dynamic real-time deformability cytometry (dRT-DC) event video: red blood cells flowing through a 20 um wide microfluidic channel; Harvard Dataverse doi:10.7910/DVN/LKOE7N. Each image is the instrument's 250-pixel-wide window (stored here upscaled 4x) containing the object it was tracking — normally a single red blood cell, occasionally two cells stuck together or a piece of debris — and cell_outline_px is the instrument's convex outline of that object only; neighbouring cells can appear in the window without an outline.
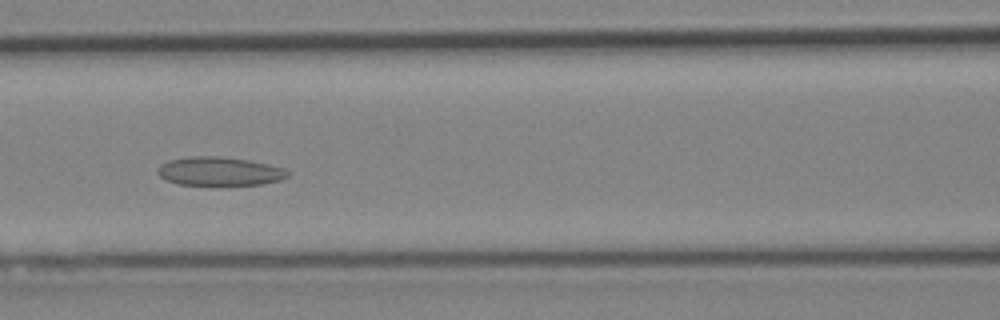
{"species": "Egyptian fruit bat (a non-hibernating species)", "species_latin": "Rousettus aegyptiacus", "temperature_condition": "cold", "stored_images_in_passage": 37, "segment_of_instrument_passage": [1, 2], "camera_frame_rate_fps": 3000, "um_per_image_px": 0.085, "animal": {"sex": "female"}, "frame": {"image": 1, "passage_image": 13, "time_ms": 4.0, "image_size_px": [1000, 320], "cell_outline_px": [[288, 176], [280, 180], [260, 184], [220, 188], [180, 184], [164, 180], [156, 172], [160, 164], [168, 160], [196, 156], [216, 156], [248, 160], [268, 164], [284, 168], [288, 172]], "centroid_in_image_um": [18.62, 14.61], "position_along_channel_um": 148.0, "area_um2": 22.54}}
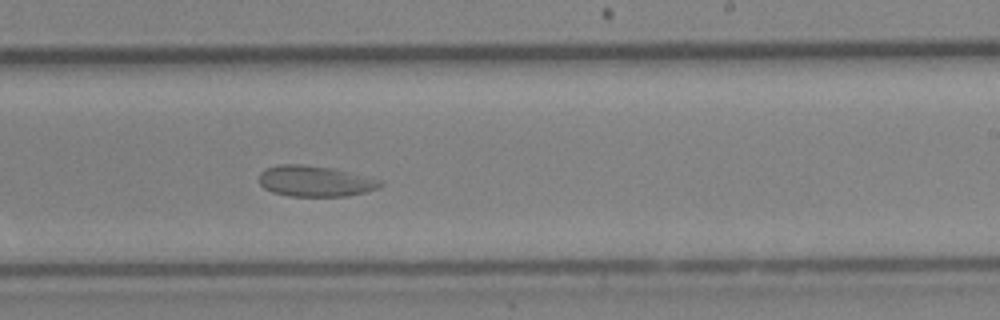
{"frame": {"image": 2, "passage_image": 21, "time_ms": 6.667, "image_size_px": [1000, 320], "cell_outline_px": [[384, 184], [376, 188], [364, 192], [348, 196], [288, 196], [272, 192], [264, 188], [260, 184], [260, 172], [268, 168], [280, 164], [300, 164], [332, 168], [384, 180]], "centroid_in_image_um": [26.8, 15.4], "position_along_channel_um": 262.2, "area_um2": 21.73}}
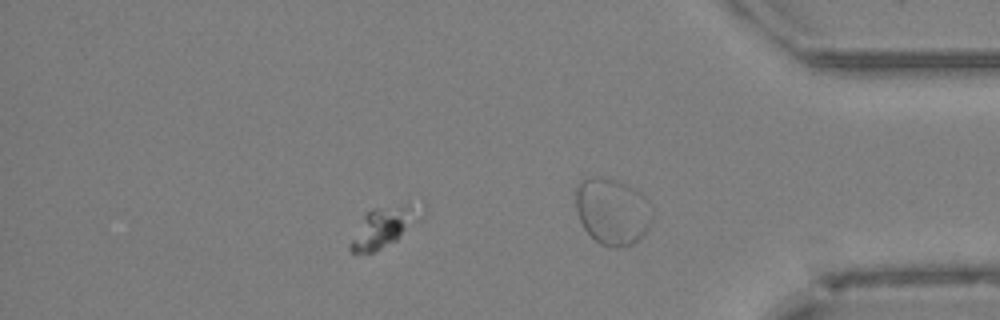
{"frame": {"image": 3, "passage_image": 30, "time_ms": 9.667, "image_size_px": [1000, 320], "cell_outline_px": [[408, 208], [400, 232], [396, 240], [372, 252], [352, 252], [348, 248], [348, 244], [364, 216], [372, 208], [408, 204]], "centroid_in_image_um": [32.16, 19.43], "position_along_channel_um": 403.0, "area_um2": 13.41}}